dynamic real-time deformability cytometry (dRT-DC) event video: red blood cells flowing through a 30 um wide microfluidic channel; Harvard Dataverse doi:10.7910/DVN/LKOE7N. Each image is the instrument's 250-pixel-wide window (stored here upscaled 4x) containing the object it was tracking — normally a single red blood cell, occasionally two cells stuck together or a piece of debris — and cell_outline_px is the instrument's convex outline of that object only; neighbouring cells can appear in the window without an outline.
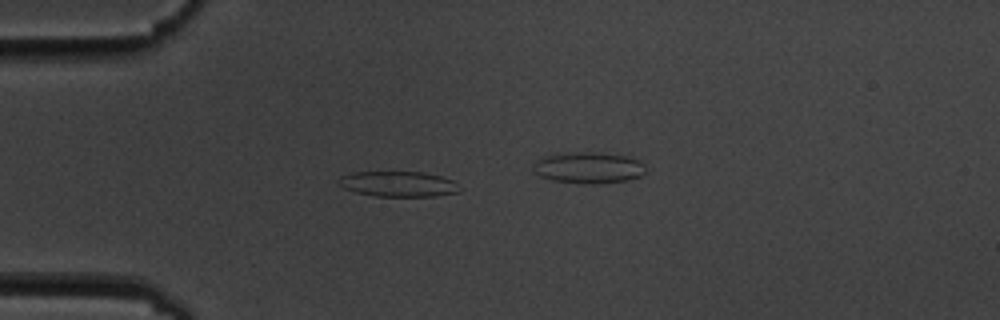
{"species": "common noctule bat (a hibernating species)", "species_latin": "Nyctalus noctula", "temperature_condition": "cold", "stored_images_in_passage": 9, "camera_frame_rate_fps": 3000, "um_per_image_px": 0.085, "animal": {"sex": "male", "body_mass_g": 19.5, "forearm_length_mm": 54.6}, "frame": {"image": 1, "passage_image": 4, "time_ms": 3.667, "image_size_px": [1000, 320], "cell_outline_px": [[460, 192], [436, 196], [376, 196], [356, 192], [344, 188], [336, 180], [340, 176], [352, 172], [424, 172], [440, 176], [452, 180]], "centroid_in_image_um": [33.81, 15.63], "position_along_channel_um": 51.2, "area_um2": 17.74}}
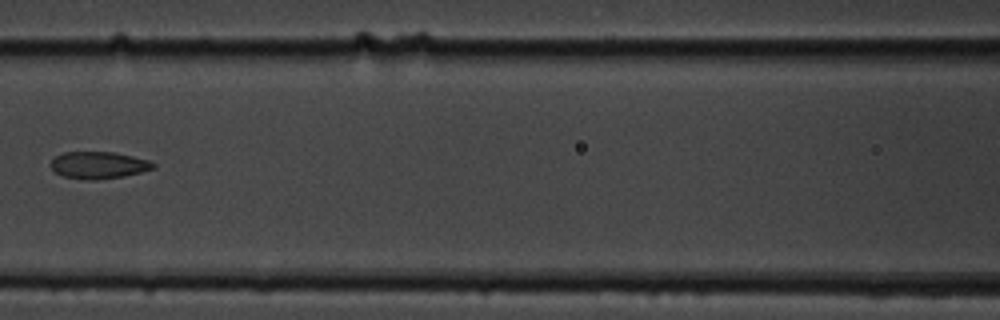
{"frame": {"image": 2, "passage_image": 8, "time_ms": 8.333, "image_size_px": [1000, 320], "cell_outline_px": [[156, 168], [124, 176], [92, 180], [84, 180], [64, 176], [56, 172], [52, 168], [52, 160], [56, 156], [64, 152], [116, 152], [148, 160], [156, 164]], "centroid_in_image_um": [8.41, 14.03], "position_along_channel_um": 158.2, "area_um2": 16.01}}
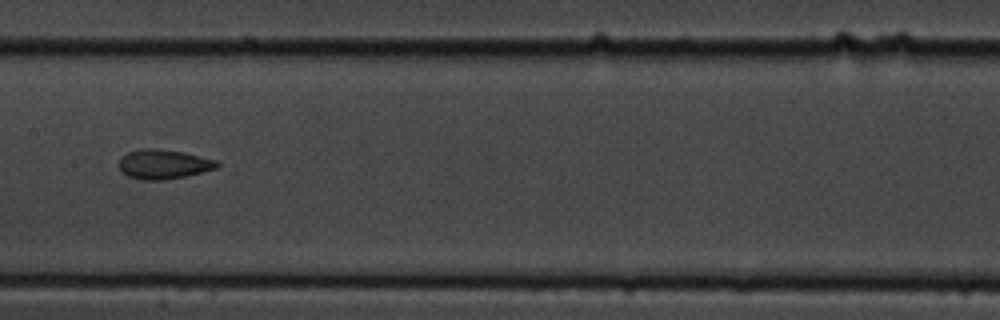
{"frame": {"image": 3, "passage_image": 9, "time_ms": 9.333, "image_size_px": [1000, 320], "cell_outline_px": [[220, 164], [216, 168], [184, 176], [164, 180], [140, 180], [128, 176], [120, 172], [120, 160], [128, 152], [140, 148], [156, 148], [184, 152], [216, 160]], "centroid_in_image_um": [13.88, 13.95], "position_along_channel_um": 193.5, "area_um2": 16.76}}